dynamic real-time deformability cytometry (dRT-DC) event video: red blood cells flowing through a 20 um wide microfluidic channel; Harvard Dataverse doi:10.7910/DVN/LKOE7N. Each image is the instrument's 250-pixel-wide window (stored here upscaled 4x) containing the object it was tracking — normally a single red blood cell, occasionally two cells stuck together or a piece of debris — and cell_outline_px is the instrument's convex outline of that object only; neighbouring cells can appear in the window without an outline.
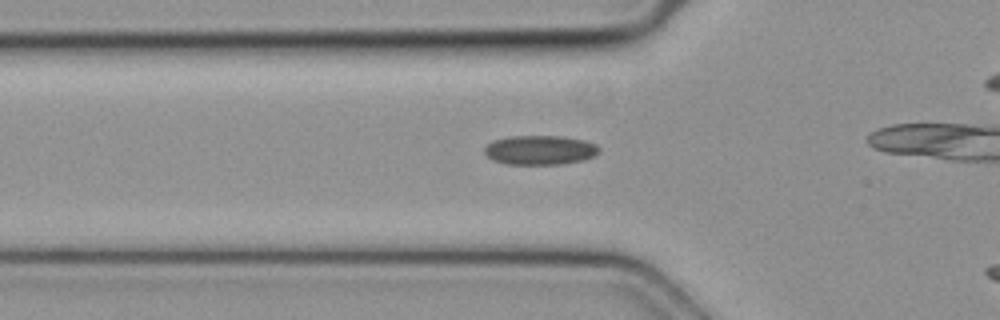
{"species": "common noctule bat (a hibernating species)", "species_latin": "Nyctalus noctula", "temperature_condition": "cold", "stored_images_in_passage": 29, "camera_frame_rate_fps": 3000, "um_per_image_px": 0.085, "animal": {"sex": "female", "body_mass_g": 19.3, "forearm_length_mm": 54.1}, "frame": {"image": 1, "passage_image": 5, "time_ms": 1.333, "image_size_px": [1000, 320], "cell_outline_px": [[600, 152], [584, 160], [560, 164], [504, 164], [492, 160], [484, 152], [484, 148], [492, 140], [508, 136], [564, 136], [584, 140], [596, 144], [600, 148]], "centroid_in_image_um": [45.89, 12.75], "position_along_channel_um": 79.9, "area_um2": 19.77}}
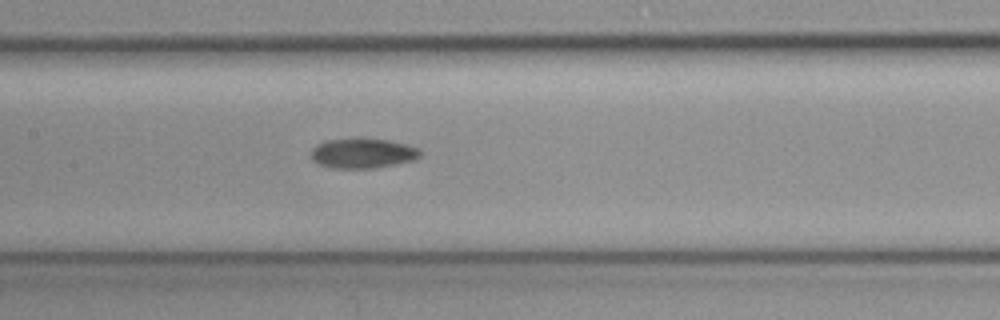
{"frame": {"image": 2, "passage_image": 12, "time_ms": 3.667, "image_size_px": [1000, 320], "cell_outline_px": [[420, 156], [412, 160], [372, 168], [332, 168], [316, 164], [312, 160], [312, 148], [316, 144], [324, 140], [352, 136], [388, 140], [420, 148]], "centroid_in_image_um": [30.74, 12.99], "position_along_channel_um": 176.7, "area_um2": 19.42}}
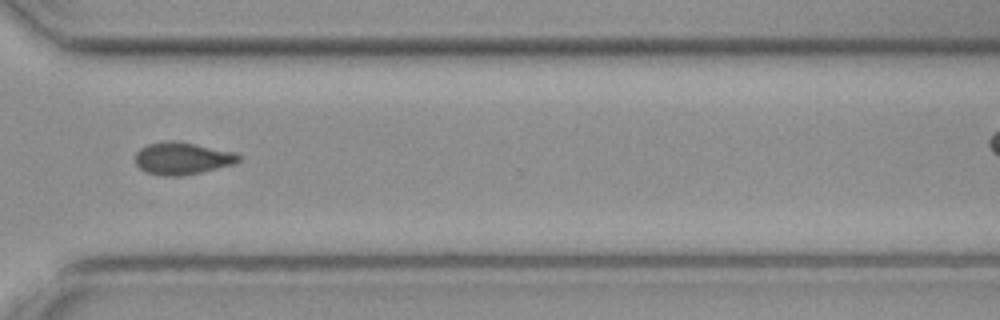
{"frame": {"image": 3, "passage_image": 25, "time_ms": 8.0, "image_size_px": [1000, 320], "cell_outline_px": [[240, 160], [232, 164], [200, 172], [180, 176], [168, 176], [148, 172], [140, 168], [136, 164], [136, 152], [140, 148], [148, 144], [168, 140], [176, 140], [236, 152], [240, 156]], "centroid_in_image_um": [15.49, 13.44], "position_along_channel_um": 355.1, "area_um2": 19.25}}